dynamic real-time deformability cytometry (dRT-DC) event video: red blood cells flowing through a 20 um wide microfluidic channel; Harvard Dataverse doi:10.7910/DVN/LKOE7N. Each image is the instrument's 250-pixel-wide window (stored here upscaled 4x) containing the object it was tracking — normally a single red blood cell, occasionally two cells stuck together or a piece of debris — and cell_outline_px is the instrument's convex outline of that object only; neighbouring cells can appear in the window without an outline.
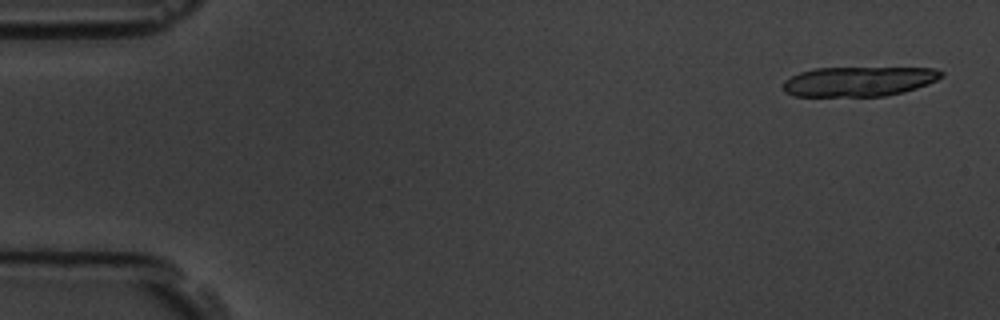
{"species": "common noctule bat (a hibernating species)", "species_latin": "Nyctalus noctula", "temperature_condition": "room temperature", "stored_images_in_passage": 14, "camera_frame_rate_fps": 3000, "um_per_image_px": 0.085, "animal": {"sex": "male", "body_mass_g": 19.5, "forearm_length_mm": 54.6}, "frame": {"image": 1, "passage_image": 1, "time_ms": 0.0, "image_size_px": [1000, 320], "cell_outline_px": [[944, 76], [928, 84], [904, 92], [884, 96], [792, 96], [784, 92], [784, 80], [800, 72], [816, 68], [936, 68], [944, 72]], "centroid_in_image_um": [73.01, 6.92], "position_along_channel_um": 12.0, "area_um2": 27.46}}